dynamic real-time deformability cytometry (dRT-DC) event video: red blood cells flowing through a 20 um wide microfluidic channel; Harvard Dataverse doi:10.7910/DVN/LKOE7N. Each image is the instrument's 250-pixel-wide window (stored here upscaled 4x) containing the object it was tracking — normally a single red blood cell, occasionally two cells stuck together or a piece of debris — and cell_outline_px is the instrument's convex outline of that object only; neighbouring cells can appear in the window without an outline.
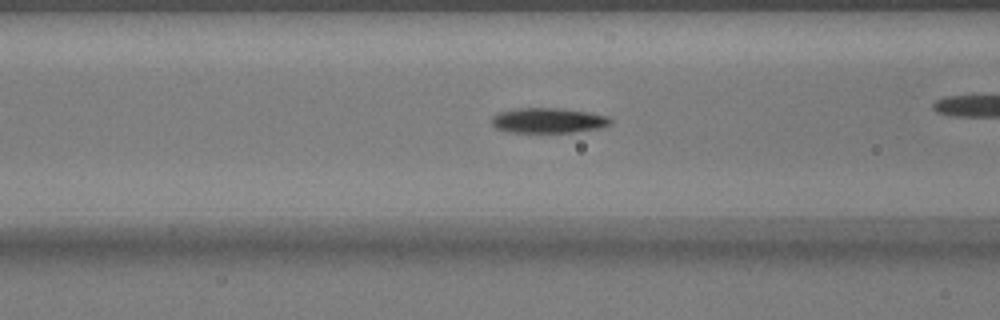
{"species": "common noctule bat (a hibernating species)", "species_latin": "Nyctalus noctula", "temperature_condition": "warm", "stored_images_in_passage": 44, "camera_frame_rate_fps": 3000, "um_per_image_px": 0.085, "animal": {"sex": "male", "body_mass_g": 17.9}, "frame": {"image": 1, "passage_image": 13, "time_ms": 4.0, "image_size_px": [1000, 320], "cell_outline_px": [[612, 124], [600, 128], [572, 132], [508, 132], [496, 128], [492, 124], [492, 116], [500, 112], [516, 108], [560, 108], [588, 112], [608, 116], [612, 120]], "centroid_in_image_um": [46.61, 10.24], "position_along_channel_um": 120.0, "area_um2": 17.4}}
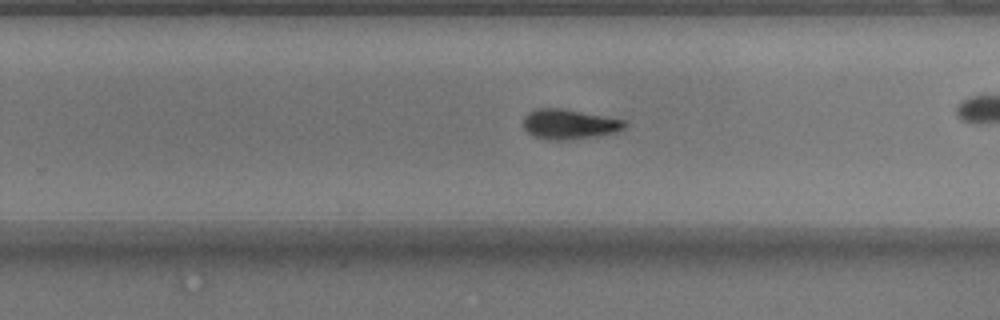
{"frame": {"image": 2, "passage_image": 25, "time_ms": 8.0, "image_size_px": [1000, 320], "cell_outline_px": [[628, 124], [624, 128], [616, 132], [592, 136], [564, 140], [556, 140], [532, 136], [524, 128], [524, 116], [528, 112], [536, 108], [564, 108], [624, 120]], "centroid_in_image_um": [48.36, 10.54], "position_along_channel_um": 281.4, "area_um2": 17.51}}
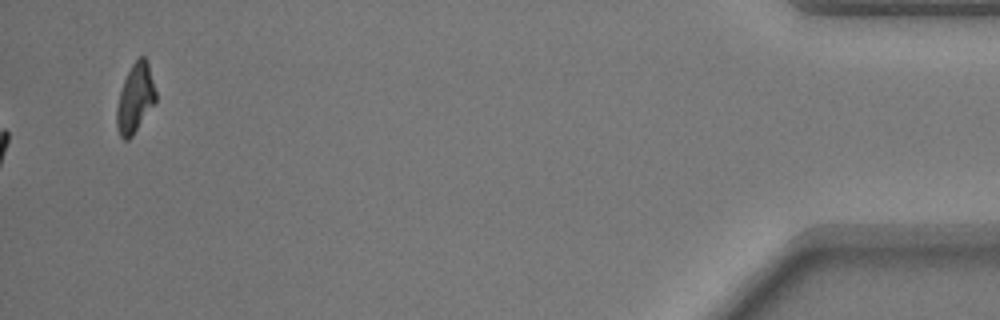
{"frame": {"image": 3, "passage_image": 44, "time_ms": 14.333, "image_size_px": [1000, 320], "cell_outline_px": [[156, 100], [132, 136], [128, 140], [124, 140], [120, 136], [116, 128], [116, 108], [120, 92], [124, 80], [132, 64], [140, 56], [144, 56], [148, 60], [156, 92]], "centroid_in_image_um": [11.48, 8.35], "position_along_channel_um": 423.7, "area_um2": 15.61}}